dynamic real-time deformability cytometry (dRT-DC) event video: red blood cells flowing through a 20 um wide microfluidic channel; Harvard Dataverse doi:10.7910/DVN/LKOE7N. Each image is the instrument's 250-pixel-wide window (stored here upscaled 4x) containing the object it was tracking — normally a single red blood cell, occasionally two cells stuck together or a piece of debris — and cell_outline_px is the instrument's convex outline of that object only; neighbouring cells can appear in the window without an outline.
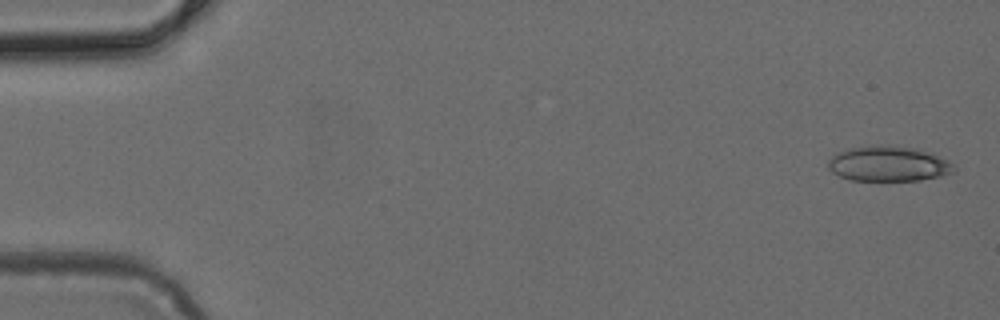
{"species": "common noctule bat (a hibernating species)", "species_latin": "Nyctalus noctula", "temperature_condition": "cold", "stored_images_in_passage": 4, "camera_frame_rate_fps": 3000, "um_per_image_px": 0.085, "animal": {"sex": "female", "body_mass_g": 24.6, "forearm_length_mm": 56.2}, "frame": {"image": 1, "passage_image": 1, "time_ms": 0.0, "image_size_px": [1000, 320], "cell_outline_px": [[956, 172], [940, 176], [920, 180], [852, 180], [840, 176], [832, 172], [828, 168], [828, 160], [836, 152], [848, 148], [880, 144], [920, 148], [932, 152], [948, 160], [956, 168]], "centroid_in_image_um": [75.54, 13.9], "position_along_channel_um": 9.5, "area_um2": 26.18}}